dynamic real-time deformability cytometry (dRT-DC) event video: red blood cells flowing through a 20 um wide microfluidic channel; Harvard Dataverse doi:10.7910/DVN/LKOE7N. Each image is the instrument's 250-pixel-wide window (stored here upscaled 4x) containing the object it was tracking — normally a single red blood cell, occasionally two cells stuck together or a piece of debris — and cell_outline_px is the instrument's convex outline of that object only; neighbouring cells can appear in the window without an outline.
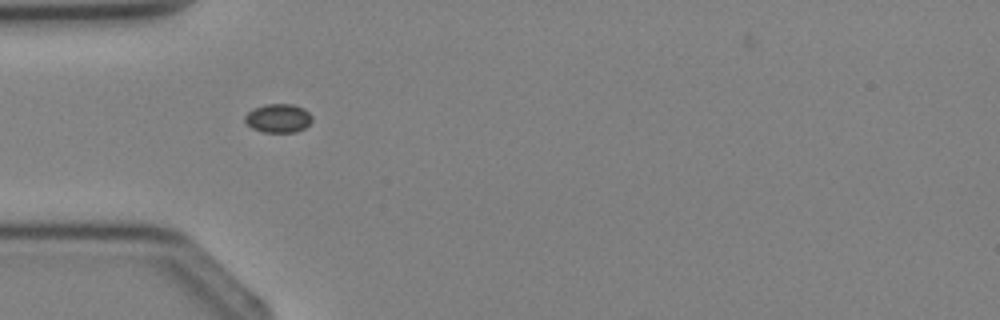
{"species": "Egyptian fruit bat (a non-hibernating species)", "species_latin": "Rousettus aegyptiacus", "temperature_condition": "cold", "stored_images_in_passage": 3, "camera_frame_rate_fps": 3000, "um_per_image_px": 0.085, "animal": {"sex": "female"}, "frame": {"image": 1, "passage_image": 3, "time_ms": 2.333, "image_size_px": [1000, 320], "cell_outline_px": [[312, 120], [304, 128], [296, 132], [264, 132], [252, 128], [244, 120], [244, 116], [252, 108], [264, 104], [292, 104], [304, 108], [312, 116]], "centroid_in_image_um": [23.64, 10.04], "position_along_channel_um": 61.4, "area_um2": 11.27}}